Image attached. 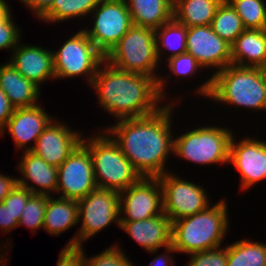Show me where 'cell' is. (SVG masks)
Returning a JSON list of instances; mask_svg holds the SVG:
<instances>
[{
  "instance_id": "1",
  "label": "cell",
  "mask_w": 266,
  "mask_h": 266,
  "mask_svg": "<svg viewBox=\"0 0 266 266\" xmlns=\"http://www.w3.org/2000/svg\"><path fill=\"white\" fill-rule=\"evenodd\" d=\"M179 101L171 100L151 115L117 120L103 128L141 177H160L169 171L165 165L174 147L172 115Z\"/></svg>"
},
{
  "instance_id": "2",
  "label": "cell",
  "mask_w": 266,
  "mask_h": 266,
  "mask_svg": "<svg viewBox=\"0 0 266 266\" xmlns=\"http://www.w3.org/2000/svg\"><path fill=\"white\" fill-rule=\"evenodd\" d=\"M90 87L98 95L100 108L116 117V121L148 116L167 104L159 93L156 78L122 71L106 60L100 64Z\"/></svg>"
},
{
  "instance_id": "3",
  "label": "cell",
  "mask_w": 266,
  "mask_h": 266,
  "mask_svg": "<svg viewBox=\"0 0 266 266\" xmlns=\"http://www.w3.org/2000/svg\"><path fill=\"white\" fill-rule=\"evenodd\" d=\"M226 198L191 216L172 222L171 245L177 253L192 254L222 246L228 233Z\"/></svg>"
},
{
  "instance_id": "4",
  "label": "cell",
  "mask_w": 266,
  "mask_h": 266,
  "mask_svg": "<svg viewBox=\"0 0 266 266\" xmlns=\"http://www.w3.org/2000/svg\"><path fill=\"white\" fill-rule=\"evenodd\" d=\"M216 103L266 111V89L263 68L230 64L211 77L208 99Z\"/></svg>"
},
{
  "instance_id": "5",
  "label": "cell",
  "mask_w": 266,
  "mask_h": 266,
  "mask_svg": "<svg viewBox=\"0 0 266 266\" xmlns=\"http://www.w3.org/2000/svg\"><path fill=\"white\" fill-rule=\"evenodd\" d=\"M105 60L114 67L138 74H144L158 80L160 95L166 100L165 86L169 77L160 76L158 66L155 30L132 25L127 33L105 56Z\"/></svg>"
},
{
  "instance_id": "6",
  "label": "cell",
  "mask_w": 266,
  "mask_h": 266,
  "mask_svg": "<svg viewBox=\"0 0 266 266\" xmlns=\"http://www.w3.org/2000/svg\"><path fill=\"white\" fill-rule=\"evenodd\" d=\"M82 138L89 149L97 188L121 192L136 183L141 175L104 130Z\"/></svg>"
},
{
  "instance_id": "7",
  "label": "cell",
  "mask_w": 266,
  "mask_h": 266,
  "mask_svg": "<svg viewBox=\"0 0 266 266\" xmlns=\"http://www.w3.org/2000/svg\"><path fill=\"white\" fill-rule=\"evenodd\" d=\"M233 132L218 125L199 126L180 136H174L173 155L193 164H229L230 141Z\"/></svg>"
},
{
  "instance_id": "8",
  "label": "cell",
  "mask_w": 266,
  "mask_h": 266,
  "mask_svg": "<svg viewBox=\"0 0 266 266\" xmlns=\"http://www.w3.org/2000/svg\"><path fill=\"white\" fill-rule=\"evenodd\" d=\"M78 221H82L81 226L66 246L83 247L84 241L104 231L112 223L120 227L119 192L96 188L78 200Z\"/></svg>"
},
{
  "instance_id": "9",
  "label": "cell",
  "mask_w": 266,
  "mask_h": 266,
  "mask_svg": "<svg viewBox=\"0 0 266 266\" xmlns=\"http://www.w3.org/2000/svg\"><path fill=\"white\" fill-rule=\"evenodd\" d=\"M72 35L59 49L53 51L55 79L84 76L88 85H91L105 56L96 48L83 28Z\"/></svg>"
},
{
  "instance_id": "10",
  "label": "cell",
  "mask_w": 266,
  "mask_h": 266,
  "mask_svg": "<svg viewBox=\"0 0 266 266\" xmlns=\"http://www.w3.org/2000/svg\"><path fill=\"white\" fill-rule=\"evenodd\" d=\"M186 52L197 60L202 69L211 68L215 71L209 79L196 88L195 93L208 98L211 91V77L231 64V45L220 38L211 25L192 26L187 28Z\"/></svg>"
},
{
  "instance_id": "11",
  "label": "cell",
  "mask_w": 266,
  "mask_h": 266,
  "mask_svg": "<svg viewBox=\"0 0 266 266\" xmlns=\"http://www.w3.org/2000/svg\"><path fill=\"white\" fill-rule=\"evenodd\" d=\"M90 16L93 26L83 30L104 56L133 25L125 0H101Z\"/></svg>"
},
{
  "instance_id": "12",
  "label": "cell",
  "mask_w": 266,
  "mask_h": 266,
  "mask_svg": "<svg viewBox=\"0 0 266 266\" xmlns=\"http://www.w3.org/2000/svg\"><path fill=\"white\" fill-rule=\"evenodd\" d=\"M163 189V212L171 222L194 215L210 203L206 190L168 171L159 177Z\"/></svg>"
},
{
  "instance_id": "13",
  "label": "cell",
  "mask_w": 266,
  "mask_h": 266,
  "mask_svg": "<svg viewBox=\"0 0 266 266\" xmlns=\"http://www.w3.org/2000/svg\"><path fill=\"white\" fill-rule=\"evenodd\" d=\"M120 222L145 220L163 212V189L159 177H141L119 192Z\"/></svg>"
},
{
  "instance_id": "14",
  "label": "cell",
  "mask_w": 266,
  "mask_h": 266,
  "mask_svg": "<svg viewBox=\"0 0 266 266\" xmlns=\"http://www.w3.org/2000/svg\"><path fill=\"white\" fill-rule=\"evenodd\" d=\"M97 188L92 157L81 142L58 167L56 194L62 198L80 200Z\"/></svg>"
},
{
  "instance_id": "15",
  "label": "cell",
  "mask_w": 266,
  "mask_h": 266,
  "mask_svg": "<svg viewBox=\"0 0 266 266\" xmlns=\"http://www.w3.org/2000/svg\"><path fill=\"white\" fill-rule=\"evenodd\" d=\"M230 164L240 173V188L244 192L257 183L265 181L266 141L255 137H244L237 141L233 134L229 149Z\"/></svg>"
},
{
  "instance_id": "16",
  "label": "cell",
  "mask_w": 266,
  "mask_h": 266,
  "mask_svg": "<svg viewBox=\"0 0 266 266\" xmlns=\"http://www.w3.org/2000/svg\"><path fill=\"white\" fill-rule=\"evenodd\" d=\"M71 129L68 124L54 118L37 138L31 151L47 164L59 167L82 142L81 132Z\"/></svg>"
},
{
  "instance_id": "17",
  "label": "cell",
  "mask_w": 266,
  "mask_h": 266,
  "mask_svg": "<svg viewBox=\"0 0 266 266\" xmlns=\"http://www.w3.org/2000/svg\"><path fill=\"white\" fill-rule=\"evenodd\" d=\"M44 109L45 107H41V104L15 108L12 116L1 129L0 136L8 131L14 139L16 149L31 151L35 147L37 138L54 119V116L51 117ZM31 141H34V144L30 145Z\"/></svg>"
},
{
  "instance_id": "18",
  "label": "cell",
  "mask_w": 266,
  "mask_h": 266,
  "mask_svg": "<svg viewBox=\"0 0 266 266\" xmlns=\"http://www.w3.org/2000/svg\"><path fill=\"white\" fill-rule=\"evenodd\" d=\"M9 63L26 79L40 88L49 79H55L54 54L48 48L22 44L11 52Z\"/></svg>"
},
{
  "instance_id": "19",
  "label": "cell",
  "mask_w": 266,
  "mask_h": 266,
  "mask_svg": "<svg viewBox=\"0 0 266 266\" xmlns=\"http://www.w3.org/2000/svg\"><path fill=\"white\" fill-rule=\"evenodd\" d=\"M17 168L22 174V177L17 178L19 186L32 194L54 195L57 190L58 167L47 164L32 151H23Z\"/></svg>"
},
{
  "instance_id": "20",
  "label": "cell",
  "mask_w": 266,
  "mask_h": 266,
  "mask_svg": "<svg viewBox=\"0 0 266 266\" xmlns=\"http://www.w3.org/2000/svg\"><path fill=\"white\" fill-rule=\"evenodd\" d=\"M119 228L151 254L171 245L172 222L165 214L145 220L120 222Z\"/></svg>"
},
{
  "instance_id": "21",
  "label": "cell",
  "mask_w": 266,
  "mask_h": 266,
  "mask_svg": "<svg viewBox=\"0 0 266 266\" xmlns=\"http://www.w3.org/2000/svg\"><path fill=\"white\" fill-rule=\"evenodd\" d=\"M231 64L266 67V29H245L231 45Z\"/></svg>"
},
{
  "instance_id": "22",
  "label": "cell",
  "mask_w": 266,
  "mask_h": 266,
  "mask_svg": "<svg viewBox=\"0 0 266 266\" xmlns=\"http://www.w3.org/2000/svg\"><path fill=\"white\" fill-rule=\"evenodd\" d=\"M0 88L15 108L32 107L39 104L41 88L23 77L7 61L0 65Z\"/></svg>"
},
{
  "instance_id": "23",
  "label": "cell",
  "mask_w": 266,
  "mask_h": 266,
  "mask_svg": "<svg viewBox=\"0 0 266 266\" xmlns=\"http://www.w3.org/2000/svg\"><path fill=\"white\" fill-rule=\"evenodd\" d=\"M133 25L159 29L173 18V0H125Z\"/></svg>"
},
{
  "instance_id": "24",
  "label": "cell",
  "mask_w": 266,
  "mask_h": 266,
  "mask_svg": "<svg viewBox=\"0 0 266 266\" xmlns=\"http://www.w3.org/2000/svg\"><path fill=\"white\" fill-rule=\"evenodd\" d=\"M53 197L48 196L43 229L56 237L79 223L78 201L62 197L55 198V195Z\"/></svg>"
},
{
  "instance_id": "25",
  "label": "cell",
  "mask_w": 266,
  "mask_h": 266,
  "mask_svg": "<svg viewBox=\"0 0 266 266\" xmlns=\"http://www.w3.org/2000/svg\"><path fill=\"white\" fill-rule=\"evenodd\" d=\"M223 0H173V18L187 28L211 25Z\"/></svg>"
},
{
  "instance_id": "26",
  "label": "cell",
  "mask_w": 266,
  "mask_h": 266,
  "mask_svg": "<svg viewBox=\"0 0 266 266\" xmlns=\"http://www.w3.org/2000/svg\"><path fill=\"white\" fill-rule=\"evenodd\" d=\"M156 48L159 62L165 56L166 60L183 53H186L187 27L174 18L164 23L159 29L155 30ZM170 50V51H169Z\"/></svg>"
},
{
  "instance_id": "27",
  "label": "cell",
  "mask_w": 266,
  "mask_h": 266,
  "mask_svg": "<svg viewBox=\"0 0 266 266\" xmlns=\"http://www.w3.org/2000/svg\"><path fill=\"white\" fill-rule=\"evenodd\" d=\"M227 266H266V243L247 238L231 243Z\"/></svg>"
},
{
  "instance_id": "28",
  "label": "cell",
  "mask_w": 266,
  "mask_h": 266,
  "mask_svg": "<svg viewBox=\"0 0 266 266\" xmlns=\"http://www.w3.org/2000/svg\"><path fill=\"white\" fill-rule=\"evenodd\" d=\"M101 0H55L51 8L39 19L46 23H60L82 18L92 13Z\"/></svg>"
},
{
  "instance_id": "29",
  "label": "cell",
  "mask_w": 266,
  "mask_h": 266,
  "mask_svg": "<svg viewBox=\"0 0 266 266\" xmlns=\"http://www.w3.org/2000/svg\"><path fill=\"white\" fill-rule=\"evenodd\" d=\"M211 27L220 38L230 45L245 30L240 16L227 0H223L218 6Z\"/></svg>"
},
{
  "instance_id": "30",
  "label": "cell",
  "mask_w": 266,
  "mask_h": 266,
  "mask_svg": "<svg viewBox=\"0 0 266 266\" xmlns=\"http://www.w3.org/2000/svg\"><path fill=\"white\" fill-rule=\"evenodd\" d=\"M240 16L245 29H266V0H227Z\"/></svg>"
},
{
  "instance_id": "31",
  "label": "cell",
  "mask_w": 266,
  "mask_h": 266,
  "mask_svg": "<svg viewBox=\"0 0 266 266\" xmlns=\"http://www.w3.org/2000/svg\"><path fill=\"white\" fill-rule=\"evenodd\" d=\"M48 195L32 194L25 205L18 227L25 226L34 232L43 229L44 214L47 206Z\"/></svg>"
},
{
  "instance_id": "32",
  "label": "cell",
  "mask_w": 266,
  "mask_h": 266,
  "mask_svg": "<svg viewBox=\"0 0 266 266\" xmlns=\"http://www.w3.org/2000/svg\"><path fill=\"white\" fill-rule=\"evenodd\" d=\"M119 245L121 244L116 243L89 258L84 251L86 266H135L125 254L124 249L120 248Z\"/></svg>"
},
{
  "instance_id": "33",
  "label": "cell",
  "mask_w": 266,
  "mask_h": 266,
  "mask_svg": "<svg viewBox=\"0 0 266 266\" xmlns=\"http://www.w3.org/2000/svg\"><path fill=\"white\" fill-rule=\"evenodd\" d=\"M13 22L11 8L0 17V50H10L11 52L19 44L22 35L21 28Z\"/></svg>"
},
{
  "instance_id": "34",
  "label": "cell",
  "mask_w": 266,
  "mask_h": 266,
  "mask_svg": "<svg viewBox=\"0 0 266 266\" xmlns=\"http://www.w3.org/2000/svg\"><path fill=\"white\" fill-rule=\"evenodd\" d=\"M167 69L169 73L176 76L177 78H187L196 75L198 72H202V67L199 65L197 60L189 53H183L177 56H173L166 60ZM200 70V71H199Z\"/></svg>"
},
{
  "instance_id": "35",
  "label": "cell",
  "mask_w": 266,
  "mask_h": 266,
  "mask_svg": "<svg viewBox=\"0 0 266 266\" xmlns=\"http://www.w3.org/2000/svg\"><path fill=\"white\" fill-rule=\"evenodd\" d=\"M189 256L190 261L185 266H227L228 246L192 253Z\"/></svg>"
},
{
  "instance_id": "36",
  "label": "cell",
  "mask_w": 266,
  "mask_h": 266,
  "mask_svg": "<svg viewBox=\"0 0 266 266\" xmlns=\"http://www.w3.org/2000/svg\"><path fill=\"white\" fill-rule=\"evenodd\" d=\"M31 195L32 193L28 189L17 185L2 201L9 207L18 222Z\"/></svg>"
},
{
  "instance_id": "37",
  "label": "cell",
  "mask_w": 266,
  "mask_h": 266,
  "mask_svg": "<svg viewBox=\"0 0 266 266\" xmlns=\"http://www.w3.org/2000/svg\"><path fill=\"white\" fill-rule=\"evenodd\" d=\"M56 266H86L82 246H66L61 249Z\"/></svg>"
},
{
  "instance_id": "38",
  "label": "cell",
  "mask_w": 266,
  "mask_h": 266,
  "mask_svg": "<svg viewBox=\"0 0 266 266\" xmlns=\"http://www.w3.org/2000/svg\"><path fill=\"white\" fill-rule=\"evenodd\" d=\"M17 227H18V221L15 219L12 211L3 202H1L0 203V230L2 232L4 231V234H6L8 232H11V230H14Z\"/></svg>"
},
{
  "instance_id": "39",
  "label": "cell",
  "mask_w": 266,
  "mask_h": 266,
  "mask_svg": "<svg viewBox=\"0 0 266 266\" xmlns=\"http://www.w3.org/2000/svg\"><path fill=\"white\" fill-rule=\"evenodd\" d=\"M55 0H22L21 2L25 7L35 14L39 20L53 5Z\"/></svg>"
},
{
  "instance_id": "40",
  "label": "cell",
  "mask_w": 266,
  "mask_h": 266,
  "mask_svg": "<svg viewBox=\"0 0 266 266\" xmlns=\"http://www.w3.org/2000/svg\"><path fill=\"white\" fill-rule=\"evenodd\" d=\"M15 107L11 104L6 94L0 88V131L12 116Z\"/></svg>"
},
{
  "instance_id": "41",
  "label": "cell",
  "mask_w": 266,
  "mask_h": 266,
  "mask_svg": "<svg viewBox=\"0 0 266 266\" xmlns=\"http://www.w3.org/2000/svg\"><path fill=\"white\" fill-rule=\"evenodd\" d=\"M167 252V253H166ZM171 256H170V254ZM176 253L177 251L173 248L172 245L168 246L165 248V254H160L158 255L151 261V263L148 266H175V261L173 258V254Z\"/></svg>"
},
{
  "instance_id": "42",
  "label": "cell",
  "mask_w": 266,
  "mask_h": 266,
  "mask_svg": "<svg viewBox=\"0 0 266 266\" xmlns=\"http://www.w3.org/2000/svg\"><path fill=\"white\" fill-rule=\"evenodd\" d=\"M18 177L0 174V203L18 185Z\"/></svg>"
},
{
  "instance_id": "43",
  "label": "cell",
  "mask_w": 266,
  "mask_h": 266,
  "mask_svg": "<svg viewBox=\"0 0 266 266\" xmlns=\"http://www.w3.org/2000/svg\"><path fill=\"white\" fill-rule=\"evenodd\" d=\"M2 247V249L0 248V251L2 252V253H0V266H5V264H8V259L7 258H5V257H7V255L5 254V253H3V252H5L4 250L7 248V247H5L4 245L3 246H1ZM4 248V249H3ZM2 254V255H1ZM5 261H6V263H5Z\"/></svg>"
},
{
  "instance_id": "44",
  "label": "cell",
  "mask_w": 266,
  "mask_h": 266,
  "mask_svg": "<svg viewBox=\"0 0 266 266\" xmlns=\"http://www.w3.org/2000/svg\"><path fill=\"white\" fill-rule=\"evenodd\" d=\"M8 2H3L1 5H0V17L10 8L9 6V3L7 4Z\"/></svg>"
},
{
  "instance_id": "45",
  "label": "cell",
  "mask_w": 266,
  "mask_h": 266,
  "mask_svg": "<svg viewBox=\"0 0 266 266\" xmlns=\"http://www.w3.org/2000/svg\"><path fill=\"white\" fill-rule=\"evenodd\" d=\"M263 80H264L265 89H266V67L263 68Z\"/></svg>"
}]
</instances>
